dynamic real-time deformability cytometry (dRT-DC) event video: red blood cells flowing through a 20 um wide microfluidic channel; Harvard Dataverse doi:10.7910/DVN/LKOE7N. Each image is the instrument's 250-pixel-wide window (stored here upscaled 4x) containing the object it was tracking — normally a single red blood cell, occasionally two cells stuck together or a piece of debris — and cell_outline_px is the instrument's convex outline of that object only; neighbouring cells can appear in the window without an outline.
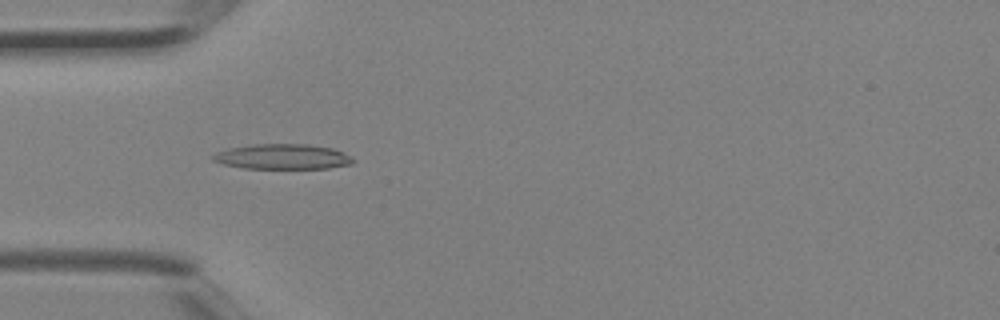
{"species": "Egyptian fruit bat (a non-hibernating species)", "species_latin": "Rousettus aegyptiacus", "temperature_condition": "room temperature", "stored_images_in_passage": 4, "camera_frame_rate_fps": 3000, "um_per_image_px": 0.085, "animal": {"sex": "female"}, "frame": {"image": 1, "passage_image": 4, "time_ms": 1.0, "image_size_px": [1000, 320], "cell_outline_px": [[356, 160], [352, 164], [328, 168], [244, 168], [224, 164], [212, 160], [212, 156], [216, 152], [228, 148], [252, 144], [308, 144], [332, 148], [344, 152], [352, 156]], "centroid_in_image_um": [24.05, 13.31], "position_along_channel_um": 60.9, "area_um2": 20.63}}